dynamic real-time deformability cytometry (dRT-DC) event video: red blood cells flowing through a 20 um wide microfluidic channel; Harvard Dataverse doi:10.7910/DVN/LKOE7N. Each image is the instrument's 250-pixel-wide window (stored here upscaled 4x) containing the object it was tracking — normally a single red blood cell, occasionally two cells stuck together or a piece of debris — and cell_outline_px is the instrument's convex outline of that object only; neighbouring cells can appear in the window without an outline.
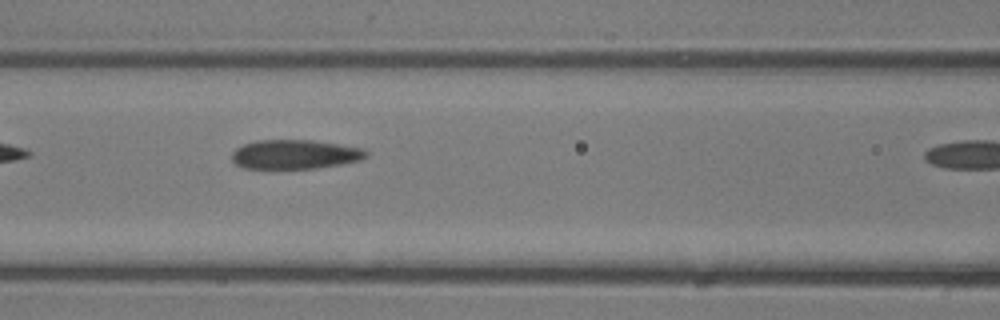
{"species": "common noctule bat (a hibernating species)", "species_latin": "Nyctalus noctula", "temperature_condition": "room temperature", "stored_images_in_passage": 8, "camera_frame_rate_fps": 3000, "um_per_image_px": 0.085, "animal": {"sex": "male", "body_mass_g": 13.3}, "frame": {"image": 1, "passage_image": 5, "time_ms": 1.333, "image_size_px": [1000, 320], "cell_outline_px": [[368, 156], [360, 160], [340, 164], [316, 168], [272, 172], [244, 168], [236, 164], [232, 160], [232, 152], [236, 148], [244, 144], [256, 140], [312, 140], [364, 148], [368, 152]], "centroid_in_image_um": [25.01, 13.17], "position_along_channel_um": 141.6, "area_um2": 23.87}}
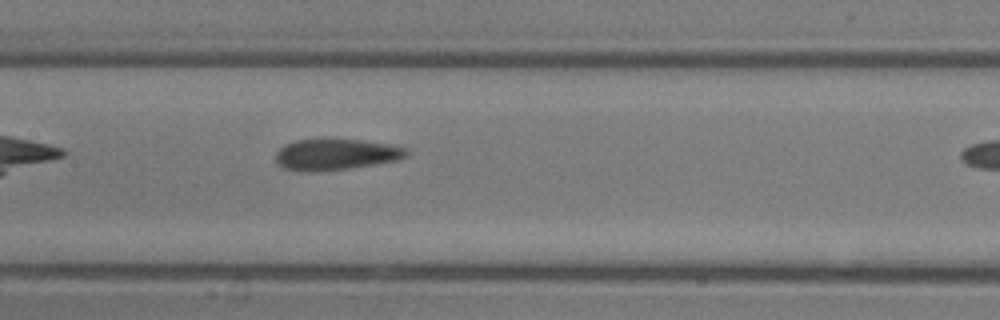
{"frame": {"image": 2, "passage_image": 7, "time_ms": 2.0, "image_size_px": [1000, 320], "cell_outline_px": [[408, 156], [396, 160], [352, 168], [316, 172], [300, 172], [284, 168], [276, 160], [276, 152], [284, 144], [296, 140], [360, 140], [392, 144], [408, 148]], "centroid_in_image_um": [28.56, 13.14], "position_along_channel_um": 178.8, "area_um2": 23.76}}